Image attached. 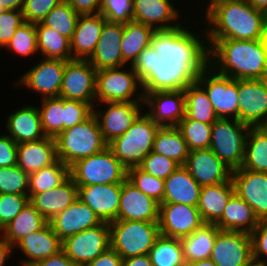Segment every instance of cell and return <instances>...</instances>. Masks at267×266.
Wrapping results in <instances>:
<instances>
[{
    "instance_id": "obj_1",
    "label": "cell",
    "mask_w": 267,
    "mask_h": 266,
    "mask_svg": "<svg viewBox=\"0 0 267 266\" xmlns=\"http://www.w3.org/2000/svg\"><path fill=\"white\" fill-rule=\"evenodd\" d=\"M208 65L232 79H262L267 73V55L256 40L206 39Z\"/></svg>"
},
{
    "instance_id": "obj_2",
    "label": "cell",
    "mask_w": 267,
    "mask_h": 266,
    "mask_svg": "<svg viewBox=\"0 0 267 266\" xmlns=\"http://www.w3.org/2000/svg\"><path fill=\"white\" fill-rule=\"evenodd\" d=\"M200 19L205 20L206 39L256 40L265 27L267 14L247 0H232L216 4Z\"/></svg>"
},
{
    "instance_id": "obj_3",
    "label": "cell",
    "mask_w": 267,
    "mask_h": 266,
    "mask_svg": "<svg viewBox=\"0 0 267 266\" xmlns=\"http://www.w3.org/2000/svg\"><path fill=\"white\" fill-rule=\"evenodd\" d=\"M208 65V58L155 55L154 69L141 81L143 92L184 90Z\"/></svg>"
},
{
    "instance_id": "obj_4",
    "label": "cell",
    "mask_w": 267,
    "mask_h": 266,
    "mask_svg": "<svg viewBox=\"0 0 267 266\" xmlns=\"http://www.w3.org/2000/svg\"><path fill=\"white\" fill-rule=\"evenodd\" d=\"M55 141L57 158L68 167L76 161L100 153L108 147L94 114L82 123L63 130L55 138Z\"/></svg>"
},
{
    "instance_id": "obj_5",
    "label": "cell",
    "mask_w": 267,
    "mask_h": 266,
    "mask_svg": "<svg viewBox=\"0 0 267 266\" xmlns=\"http://www.w3.org/2000/svg\"><path fill=\"white\" fill-rule=\"evenodd\" d=\"M158 126L143 112L131 127L108 144L115 157L128 169L138 166L153 150Z\"/></svg>"
},
{
    "instance_id": "obj_6",
    "label": "cell",
    "mask_w": 267,
    "mask_h": 266,
    "mask_svg": "<svg viewBox=\"0 0 267 266\" xmlns=\"http://www.w3.org/2000/svg\"><path fill=\"white\" fill-rule=\"evenodd\" d=\"M69 176L77 186L122 184L127 179V168L106 147L100 153L73 163L69 167Z\"/></svg>"
},
{
    "instance_id": "obj_7",
    "label": "cell",
    "mask_w": 267,
    "mask_h": 266,
    "mask_svg": "<svg viewBox=\"0 0 267 266\" xmlns=\"http://www.w3.org/2000/svg\"><path fill=\"white\" fill-rule=\"evenodd\" d=\"M109 227L111 248L123 259L148 254L160 236L159 223L115 220Z\"/></svg>"
},
{
    "instance_id": "obj_8",
    "label": "cell",
    "mask_w": 267,
    "mask_h": 266,
    "mask_svg": "<svg viewBox=\"0 0 267 266\" xmlns=\"http://www.w3.org/2000/svg\"><path fill=\"white\" fill-rule=\"evenodd\" d=\"M124 67L126 66L97 71L96 104L144 102L143 87L137 73L131 65H127L126 68Z\"/></svg>"
},
{
    "instance_id": "obj_9",
    "label": "cell",
    "mask_w": 267,
    "mask_h": 266,
    "mask_svg": "<svg viewBox=\"0 0 267 266\" xmlns=\"http://www.w3.org/2000/svg\"><path fill=\"white\" fill-rule=\"evenodd\" d=\"M200 31H192L191 25L167 29L155 30L151 38V47L160 56H175L183 58H208V46L206 41V31L202 21ZM195 33V34H194ZM203 34V35H202Z\"/></svg>"
},
{
    "instance_id": "obj_10",
    "label": "cell",
    "mask_w": 267,
    "mask_h": 266,
    "mask_svg": "<svg viewBox=\"0 0 267 266\" xmlns=\"http://www.w3.org/2000/svg\"><path fill=\"white\" fill-rule=\"evenodd\" d=\"M249 129V125L231 118H218L212 124L209 148L232 170L243 164Z\"/></svg>"
},
{
    "instance_id": "obj_11",
    "label": "cell",
    "mask_w": 267,
    "mask_h": 266,
    "mask_svg": "<svg viewBox=\"0 0 267 266\" xmlns=\"http://www.w3.org/2000/svg\"><path fill=\"white\" fill-rule=\"evenodd\" d=\"M196 81L207 92L218 118L238 120V79L221 75L207 65Z\"/></svg>"
},
{
    "instance_id": "obj_12",
    "label": "cell",
    "mask_w": 267,
    "mask_h": 266,
    "mask_svg": "<svg viewBox=\"0 0 267 266\" xmlns=\"http://www.w3.org/2000/svg\"><path fill=\"white\" fill-rule=\"evenodd\" d=\"M111 247L108 222L62 240V251L78 266H85Z\"/></svg>"
},
{
    "instance_id": "obj_13",
    "label": "cell",
    "mask_w": 267,
    "mask_h": 266,
    "mask_svg": "<svg viewBox=\"0 0 267 266\" xmlns=\"http://www.w3.org/2000/svg\"><path fill=\"white\" fill-rule=\"evenodd\" d=\"M96 69L88 59L66 61L59 97L96 104Z\"/></svg>"
},
{
    "instance_id": "obj_14",
    "label": "cell",
    "mask_w": 267,
    "mask_h": 266,
    "mask_svg": "<svg viewBox=\"0 0 267 266\" xmlns=\"http://www.w3.org/2000/svg\"><path fill=\"white\" fill-rule=\"evenodd\" d=\"M101 104H104L102 108L107 106L105 111L98 107ZM99 105L95 104L93 114L97 118L103 139L107 144L124 134L145 108L144 102H109L99 103Z\"/></svg>"
},
{
    "instance_id": "obj_15",
    "label": "cell",
    "mask_w": 267,
    "mask_h": 266,
    "mask_svg": "<svg viewBox=\"0 0 267 266\" xmlns=\"http://www.w3.org/2000/svg\"><path fill=\"white\" fill-rule=\"evenodd\" d=\"M66 61L41 58L16 80V86L34 91L41 98L59 97Z\"/></svg>"
},
{
    "instance_id": "obj_16",
    "label": "cell",
    "mask_w": 267,
    "mask_h": 266,
    "mask_svg": "<svg viewBox=\"0 0 267 266\" xmlns=\"http://www.w3.org/2000/svg\"><path fill=\"white\" fill-rule=\"evenodd\" d=\"M210 259L217 266H252L250 234L220 230L216 234Z\"/></svg>"
},
{
    "instance_id": "obj_17",
    "label": "cell",
    "mask_w": 267,
    "mask_h": 266,
    "mask_svg": "<svg viewBox=\"0 0 267 266\" xmlns=\"http://www.w3.org/2000/svg\"><path fill=\"white\" fill-rule=\"evenodd\" d=\"M144 93V112L160 127H177L185 117L184 90ZM148 110V111H147Z\"/></svg>"
},
{
    "instance_id": "obj_18",
    "label": "cell",
    "mask_w": 267,
    "mask_h": 266,
    "mask_svg": "<svg viewBox=\"0 0 267 266\" xmlns=\"http://www.w3.org/2000/svg\"><path fill=\"white\" fill-rule=\"evenodd\" d=\"M238 120L250 127L267 126V90L261 79H238Z\"/></svg>"
},
{
    "instance_id": "obj_19",
    "label": "cell",
    "mask_w": 267,
    "mask_h": 266,
    "mask_svg": "<svg viewBox=\"0 0 267 266\" xmlns=\"http://www.w3.org/2000/svg\"><path fill=\"white\" fill-rule=\"evenodd\" d=\"M204 223L197 207L181 203H160V235L180 239L190 235Z\"/></svg>"
},
{
    "instance_id": "obj_20",
    "label": "cell",
    "mask_w": 267,
    "mask_h": 266,
    "mask_svg": "<svg viewBox=\"0 0 267 266\" xmlns=\"http://www.w3.org/2000/svg\"><path fill=\"white\" fill-rule=\"evenodd\" d=\"M235 193L253 209L259 221H267V173L238 168L232 171Z\"/></svg>"
},
{
    "instance_id": "obj_21",
    "label": "cell",
    "mask_w": 267,
    "mask_h": 266,
    "mask_svg": "<svg viewBox=\"0 0 267 266\" xmlns=\"http://www.w3.org/2000/svg\"><path fill=\"white\" fill-rule=\"evenodd\" d=\"M160 203L136 188L128 179L122 183L117 220L159 223Z\"/></svg>"
},
{
    "instance_id": "obj_22",
    "label": "cell",
    "mask_w": 267,
    "mask_h": 266,
    "mask_svg": "<svg viewBox=\"0 0 267 266\" xmlns=\"http://www.w3.org/2000/svg\"><path fill=\"white\" fill-rule=\"evenodd\" d=\"M184 167L200 186L215 185L232 179L233 170L210 148L190 151Z\"/></svg>"
},
{
    "instance_id": "obj_23",
    "label": "cell",
    "mask_w": 267,
    "mask_h": 266,
    "mask_svg": "<svg viewBox=\"0 0 267 266\" xmlns=\"http://www.w3.org/2000/svg\"><path fill=\"white\" fill-rule=\"evenodd\" d=\"M122 184L77 186L78 199L88 205L103 221L117 220Z\"/></svg>"
},
{
    "instance_id": "obj_24",
    "label": "cell",
    "mask_w": 267,
    "mask_h": 266,
    "mask_svg": "<svg viewBox=\"0 0 267 266\" xmlns=\"http://www.w3.org/2000/svg\"><path fill=\"white\" fill-rule=\"evenodd\" d=\"M54 233L61 239L94 228L103 221L78 198L49 221Z\"/></svg>"
},
{
    "instance_id": "obj_25",
    "label": "cell",
    "mask_w": 267,
    "mask_h": 266,
    "mask_svg": "<svg viewBox=\"0 0 267 266\" xmlns=\"http://www.w3.org/2000/svg\"><path fill=\"white\" fill-rule=\"evenodd\" d=\"M180 12L181 9L177 10L171 0H133V20L154 30H167L182 25L183 22L178 21Z\"/></svg>"
},
{
    "instance_id": "obj_26",
    "label": "cell",
    "mask_w": 267,
    "mask_h": 266,
    "mask_svg": "<svg viewBox=\"0 0 267 266\" xmlns=\"http://www.w3.org/2000/svg\"><path fill=\"white\" fill-rule=\"evenodd\" d=\"M123 32L124 23L105 22L95 52L88 59L96 71L123 66L121 52Z\"/></svg>"
},
{
    "instance_id": "obj_27",
    "label": "cell",
    "mask_w": 267,
    "mask_h": 266,
    "mask_svg": "<svg viewBox=\"0 0 267 266\" xmlns=\"http://www.w3.org/2000/svg\"><path fill=\"white\" fill-rule=\"evenodd\" d=\"M20 249L24 254L20 263L22 266H32L36 262L56 255L62 250V240L54 233L48 222L40 230L30 233L22 238L15 246L14 250Z\"/></svg>"
},
{
    "instance_id": "obj_28",
    "label": "cell",
    "mask_w": 267,
    "mask_h": 266,
    "mask_svg": "<svg viewBox=\"0 0 267 266\" xmlns=\"http://www.w3.org/2000/svg\"><path fill=\"white\" fill-rule=\"evenodd\" d=\"M6 119L7 135L17 144L38 141L46 137L37 106H22L10 113Z\"/></svg>"
},
{
    "instance_id": "obj_29",
    "label": "cell",
    "mask_w": 267,
    "mask_h": 266,
    "mask_svg": "<svg viewBox=\"0 0 267 266\" xmlns=\"http://www.w3.org/2000/svg\"><path fill=\"white\" fill-rule=\"evenodd\" d=\"M107 19L102 14L80 15L71 41L72 59H89Z\"/></svg>"
},
{
    "instance_id": "obj_30",
    "label": "cell",
    "mask_w": 267,
    "mask_h": 266,
    "mask_svg": "<svg viewBox=\"0 0 267 266\" xmlns=\"http://www.w3.org/2000/svg\"><path fill=\"white\" fill-rule=\"evenodd\" d=\"M17 156V166L28 175L50 166L58 160L55 138L18 144Z\"/></svg>"
},
{
    "instance_id": "obj_31",
    "label": "cell",
    "mask_w": 267,
    "mask_h": 266,
    "mask_svg": "<svg viewBox=\"0 0 267 266\" xmlns=\"http://www.w3.org/2000/svg\"><path fill=\"white\" fill-rule=\"evenodd\" d=\"M77 198V185L69 176L58 187L34 194L29 202L49 222Z\"/></svg>"
},
{
    "instance_id": "obj_32",
    "label": "cell",
    "mask_w": 267,
    "mask_h": 266,
    "mask_svg": "<svg viewBox=\"0 0 267 266\" xmlns=\"http://www.w3.org/2000/svg\"><path fill=\"white\" fill-rule=\"evenodd\" d=\"M164 196L161 203H181L197 207L202 186L180 166L164 180Z\"/></svg>"
},
{
    "instance_id": "obj_33",
    "label": "cell",
    "mask_w": 267,
    "mask_h": 266,
    "mask_svg": "<svg viewBox=\"0 0 267 266\" xmlns=\"http://www.w3.org/2000/svg\"><path fill=\"white\" fill-rule=\"evenodd\" d=\"M252 207L236 193L227 202L222 216L214 223L220 230L251 234L258 225Z\"/></svg>"
},
{
    "instance_id": "obj_34",
    "label": "cell",
    "mask_w": 267,
    "mask_h": 266,
    "mask_svg": "<svg viewBox=\"0 0 267 266\" xmlns=\"http://www.w3.org/2000/svg\"><path fill=\"white\" fill-rule=\"evenodd\" d=\"M235 193L232 179L215 185L202 186L197 209L205 223H215L230 197Z\"/></svg>"
},
{
    "instance_id": "obj_35",
    "label": "cell",
    "mask_w": 267,
    "mask_h": 266,
    "mask_svg": "<svg viewBox=\"0 0 267 266\" xmlns=\"http://www.w3.org/2000/svg\"><path fill=\"white\" fill-rule=\"evenodd\" d=\"M219 231L214 223H204L190 235L180 238L185 262L209 259Z\"/></svg>"
},
{
    "instance_id": "obj_36",
    "label": "cell",
    "mask_w": 267,
    "mask_h": 266,
    "mask_svg": "<svg viewBox=\"0 0 267 266\" xmlns=\"http://www.w3.org/2000/svg\"><path fill=\"white\" fill-rule=\"evenodd\" d=\"M48 221L29 202L20 213L0 230V236L13 247L30 233L43 228Z\"/></svg>"
},
{
    "instance_id": "obj_37",
    "label": "cell",
    "mask_w": 267,
    "mask_h": 266,
    "mask_svg": "<svg viewBox=\"0 0 267 266\" xmlns=\"http://www.w3.org/2000/svg\"><path fill=\"white\" fill-rule=\"evenodd\" d=\"M154 31L152 27L134 20L124 24L121 41L123 66H132L138 55L150 46Z\"/></svg>"
},
{
    "instance_id": "obj_38",
    "label": "cell",
    "mask_w": 267,
    "mask_h": 266,
    "mask_svg": "<svg viewBox=\"0 0 267 266\" xmlns=\"http://www.w3.org/2000/svg\"><path fill=\"white\" fill-rule=\"evenodd\" d=\"M184 94L187 119L206 124H213L218 119L207 92L197 81L189 84Z\"/></svg>"
},
{
    "instance_id": "obj_39",
    "label": "cell",
    "mask_w": 267,
    "mask_h": 266,
    "mask_svg": "<svg viewBox=\"0 0 267 266\" xmlns=\"http://www.w3.org/2000/svg\"><path fill=\"white\" fill-rule=\"evenodd\" d=\"M38 54L45 59L71 60V41L41 22L35 23Z\"/></svg>"
},
{
    "instance_id": "obj_40",
    "label": "cell",
    "mask_w": 267,
    "mask_h": 266,
    "mask_svg": "<svg viewBox=\"0 0 267 266\" xmlns=\"http://www.w3.org/2000/svg\"><path fill=\"white\" fill-rule=\"evenodd\" d=\"M153 152L174 160L184 166L189 155V148L177 127H160L153 143Z\"/></svg>"
},
{
    "instance_id": "obj_41",
    "label": "cell",
    "mask_w": 267,
    "mask_h": 266,
    "mask_svg": "<svg viewBox=\"0 0 267 266\" xmlns=\"http://www.w3.org/2000/svg\"><path fill=\"white\" fill-rule=\"evenodd\" d=\"M241 167L251 171L267 173V126L250 127Z\"/></svg>"
},
{
    "instance_id": "obj_42",
    "label": "cell",
    "mask_w": 267,
    "mask_h": 266,
    "mask_svg": "<svg viewBox=\"0 0 267 266\" xmlns=\"http://www.w3.org/2000/svg\"><path fill=\"white\" fill-rule=\"evenodd\" d=\"M69 177V167L59 159L29 175L28 197L58 187Z\"/></svg>"
},
{
    "instance_id": "obj_43",
    "label": "cell",
    "mask_w": 267,
    "mask_h": 266,
    "mask_svg": "<svg viewBox=\"0 0 267 266\" xmlns=\"http://www.w3.org/2000/svg\"><path fill=\"white\" fill-rule=\"evenodd\" d=\"M37 107L46 137L56 138L65 130L64 99L60 97L42 98Z\"/></svg>"
},
{
    "instance_id": "obj_44",
    "label": "cell",
    "mask_w": 267,
    "mask_h": 266,
    "mask_svg": "<svg viewBox=\"0 0 267 266\" xmlns=\"http://www.w3.org/2000/svg\"><path fill=\"white\" fill-rule=\"evenodd\" d=\"M148 255L153 266H185L186 264L178 238L160 235Z\"/></svg>"
},
{
    "instance_id": "obj_45",
    "label": "cell",
    "mask_w": 267,
    "mask_h": 266,
    "mask_svg": "<svg viewBox=\"0 0 267 266\" xmlns=\"http://www.w3.org/2000/svg\"><path fill=\"white\" fill-rule=\"evenodd\" d=\"M79 14L63 0L55 6L41 21L47 27H51L59 34L72 39Z\"/></svg>"
},
{
    "instance_id": "obj_46",
    "label": "cell",
    "mask_w": 267,
    "mask_h": 266,
    "mask_svg": "<svg viewBox=\"0 0 267 266\" xmlns=\"http://www.w3.org/2000/svg\"><path fill=\"white\" fill-rule=\"evenodd\" d=\"M177 128L186 141L189 151L209 149L212 124L197 122L184 117Z\"/></svg>"
},
{
    "instance_id": "obj_47",
    "label": "cell",
    "mask_w": 267,
    "mask_h": 266,
    "mask_svg": "<svg viewBox=\"0 0 267 266\" xmlns=\"http://www.w3.org/2000/svg\"><path fill=\"white\" fill-rule=\"evenodd\" d=\"M5 49L20 57L39 55L35 24L24 22L20 25Z\"/></svg>"
},
{
    "instance_id": "obj_48",
    "label": "cell",
    "mask_w": 267,
    "mask_h": 266,
    "mask_svg": "<svg viewBox=\"0 0 267 266\" xmlns=\"http://www.w3.org/2000/svg\"><path fill=\"white\" fill-rule=\"evenodd\" d=\"M127 179L147 196L161 203L164 196V180L141 170L138 166L127 169Z\"/></svg>"
},
{
    "instance_id": "obj_49",
    "label": "cell",
    "mask_w": 267,
    "mask_h": 266,
    "mask_svg": "<svg viewBox=\"0 0 267 266\" xmlns=\"http://www.w3.org/2000/svg\"><path fill=\"white\" fill-rule=\"evenodd\" d=\"M29 175L17 165L0 167V194L28 195Z\"/></svg>"
},
{
    "instance_id": "obj_50",
    "label": "cell",
    "mask_w": 267,
    "mask_h": 266,
    "mask_svg": "<svg viewBox=\"0 0 267 266\" xmlns=\"http://www.w3.org/2000/svg\"><path fill=\"white\" fill-rule=\"evenodd\" d=\"M99 13L109 22L128 23L133 20V0H100Z\"/></svg>"
},
{
    "instance_id": "obj_51",
    "label": "cell",
    "mask_w": 267,
    "mask_h": 266,
    "mask_svg": "<svg viewBox=\"0 0 267 266\" xmlns=\"http://www.w3.org/2000/svg\"><path fill=\"white\" fill-rule=\"evenodd\" d=\"M138 167L154 177L165 180L180 165L174 160L152 151L142 160Z\"/></svg>"
},
{
    "instance_id": "obj_52",
    "label": "cell",
    "mask_w": 267,
    "mask_h": 266,
    "mask_svg": "<svg viewBox=\"0 0 267 266\" xmlns=\"http://www.w3.org/2000/svg\"><path fill=\"white\" fill-rule=\"evenodd\" d=\"M29 203L28 195L0 194V230Z\"/></svg>"
},
{
    "instance_id": "obj_53",
    "label": "cell",
    "mask_w": 267,
    "mask_h": 266,
    "mask_svg": "<svg viewBox=\"0 0 267 266\" xmlns=\"http://www.w3.org/2000/svg\"><path fill=\"white\" fill-rule=\"evenodd\" d=\"M63 0H24L22 14L25 22L39 23Z\"/></svg>"
},
{
    "instance_id": "obj_54",
    "label": "cell",
    "mask_w": 267,
    "mask_h": 266,
    "mask_svg": "<svg viewBox=\"0 0 267 266\" xmlns=\"http://www.w3.org/2000/svg\"><path fill=\"white\" fill-rule=\"evenodd\" d=\"M24 22L22 11L5 10L0 14V49L6 47L16 29Z\"/></svg>"
},
{
    "instance_id": "obj_55",
    "label": "cell",
    "mask_w": 267,
    "mask_h": 266,
    "mask_svg": "<svg viewBox=\"0 0 267 266\" xmlns=\"http://www.w3.org/2000/svg\"><path fill=\"white\" fill-rule=\"evenodd\" d=\"M65 130L80 124L93 114V107L79 100L64 99Z\"/></svg>"
},
{
    "instance_id": "obj_56",
    "label": "cell",
    "mask_w": 267,
    "mask_h": 266,
    "mask_svg": "<svg viewBox=\"0 0 267 266\" xmlns=\"http://www.w3.org/2000/svg\"><path fill=\"white\" fill-rule=\"evenodd\" d=\"M250 237L254 263L267 265V221H259Z\"/></svg>"
},
{
    "instance_id": "obj_57",
    "label": "cell",
    "mask_w": 267,
    "mask_h": 266,
    "mask_svg": "<svg viewBox=\"0 0 267 266\" xmlns=\"http://www.w3.org/2000/svg\"><path fill=\"white\" fill-rule=\"evenodd\" d=\"M17 145L7 134H0V167L17 165Z\"/></svg>"
},
{
    "instance_id": "obj_58",
    "label": "cell",
    "mask_w": 267,
    "mask_h": 266,
    "mask_svg": "<svg viewBox=\"0 0 267 266\" xmlns=\"http://www.w3.org/2000/svg\"><path fill=\"white\" fill-rule=\"evenodd\" d=\"M155 55H159L151 45L145 48L132 65L140 81L154 69Z\"/></svg>"
},
{
    "instance_id": "obj_59",
    "label": "cell",
    "mask_w": 267,
    "mask_h": 266,
    "mask_svg": "<svg viewBox=\"0 0 267 266\" xmlns=\"http://www.w3.org/2000/svg\"><path fill=\"white\" fill-rule=\"evenodd\" d=\"M79 15L99 14L100 0H65Z\"/></svg>"
},
{
    "instance_id": "obj_60",
    "label": "cell",
    "mask_w": 267,
    "mask_h": 266,
    "mask_svg": "<svg viewBox=\"0 0 267 266\" xmlns=\"http://www.w3.org/2000/svg\"><path fill=\"white\" fill-rule=\"evenodd\" d=\"M85 266H123V258L110 247Z\"/></svg>"
},
{
    "instance_id": "obj_61",
    "label": "cell",
    "mask_w": 267,
    "mask_h": 266,
    "mask_svg": "<svg viewBox=\"0 0 267 266\" xmlns=\"http://www.w3.org/2000/svg\"><path fill=\"white\" fill-rule=\"evenodd\" d=\"M32 266H78V265L74 264L71 261V259L61 250L56 255L38 261Z\"/></svg>"
},
{
    "instance_id": "obj_62",
    "label": "cell",
    "mask_w": 267,
    "mask_h": 266,
    "mask_svg": "<svg viewBox=\"0 0 267 266\" xmlns=\"http://www.w3.org/2000/svg\"><path fill=\"white\" fill-rule=\"evenodd\" d=\"M14 247L0 236V266H6V261H10Z\"/></svg>"
},
{
    "instance_id": "obj_63",
    "label": "cell",
    "mask_w": 267,
    "mask_h": 266,
    "mask_svg": "<svg viewBox=\"0 0 267 266\" xmlns=\"http://www.w3.org/2000/svg\"><path fill=\"white\" fill-rule=\"evenodd\" d=\"M123 266H153V265L150 261L149 255L143 254L123 259Z\"/></svg>"
},
{
    "instance_id": "obj_64",
    "label": "cell",
    "mask_w": 267,
    "mask_h": 266,
    "mask_svg": "<svg viewBox=\"0 0 267 266\" xmlns=\"http://www.w3.org/2000/svg\"><path fill=\"white\" fill-rule=\"evenodd\" d=\"M24 5V0H0V6L4 10H19L21 11Z\"/></svg>"
},
{
    "instance_id": "obj_65",
    "label": "cell",
    "mask_w": 267,
    "mask_h": 266,
    "mask_svg": "<svg viewBox=\"0 0 267 266\" xmlns=\"http://www.w3.org/2000/svg\"><path fill=\"white\" fill-rule=\"evenodd\" d=\"M248 3L256 8L267 14V0H247Z\"/></svg>"
},
{
    "instance_id": "obj_66",
    "label": "cell",
    "mask_w": 267,
    "mask_h": 266,
    "mask_svg": "<svg viewBox=\"0 0 267 266\" xmlns=\"http://www.w3.org/2000/svg\"><path fill=\"white\" fill-rule=\"evenodd\" d=\"M185 266H217V265L209 258L199 261H192L186 263Z\"/></svg>"
},
{
    "instance_id": "obj_67",
    "label": "cell",
    "mask_w": 267,
    "mask_h": 266,
    "mask_svg": "<svg viewBox=\"0 0 267 266\" xmlns=\"http://www.w3.org/2000/svg\"><path fill=\"white\" fill-rule=\"evenodd\" d=\"M260 44L262 45L266 55H267V22L265 24V27L263 29V31L261 32L259 39Z\"/></svg>"
},
{
    "instance_id": "obj_68",
    "label": "cell",
    "mask_w": 267,
    "mask_h": 266,
    "mask_svg": "<svg viewBox=\"0 0 267 266\" xmlns=\"http://www.w3.org/2000/svg\"><path fill=\"white\" fill-rule=\"evenodd\" d=\"M208 1V2H207ZM224 1H232V0H206L205 4L207 3V7L205 9H203V11L205 10V13L203 14V16L212 8L214 7L216 4L224 2Z\"/></svg>"
},
{
    "instance_id": "obj_69",
    "label": "cell",
    "mask_w": 267,
    "mask_h": 266,
    "mask_svg": "<svg viewBox=\"0 0 267 266\" xmlns=\"http://www.w3.org/2000/svg\"><path fill=\"white\" fill-rule=\"evenodd\" d=\"M266 87V90H267V73L262 77L261 79Z\"/></svg>"
},
{
    "instance_id": "obj_70",
    "label": "cell",
    "mask_w": 267,
    "mask_h": 266,
    "mask_svg": "<svg viewBox=\"0 0 267 266\" xmlns=\"http://www.w3.org/2000/svg\"><path fill=\"white\" fill-rule=\"evenodd\" d=\"M252 266H267V265L254 263Z\"/></svg>"
},
{
    "instance_id": "obj_71",
    "label": "cell",
    "mask_w": 267,
    "mask_h": 266,
    "mask_svg": "<svg viewBox=\"0 0 267 266\" xmlns=\"http://www.w3.org/2000/svg\"><path fill=\"white\" fill-rule=\"evenodd\" d=\"M5 10L0 6V14L4 12Z\"/></svg>"
}]
</instances>
